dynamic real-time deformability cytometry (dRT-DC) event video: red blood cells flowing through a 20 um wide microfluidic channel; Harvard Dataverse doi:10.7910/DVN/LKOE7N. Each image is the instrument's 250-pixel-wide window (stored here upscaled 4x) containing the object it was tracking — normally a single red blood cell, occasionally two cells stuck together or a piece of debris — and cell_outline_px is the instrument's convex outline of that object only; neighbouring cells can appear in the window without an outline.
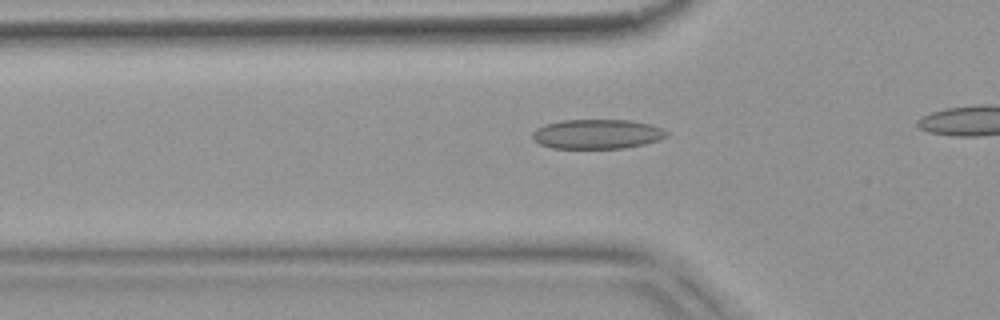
{"species": "common noctule bat (a hibernating species)", "species_latin": "Nyctalus noctula", "temperature_condition": "warm", "stored_images_in_passage": 14, "camera_frame_rate_fps": 3000, "um_per_image_px": 0.085, "animal": {"sex": "female", "body_mass_g": 18.4}, "frame": {"image": 1, "passage_image": 8, "time_ms": 2.333, "image_size_px": [1000, 320], "cell_outline_px": [[668, 136], [644, 144], [624, 148], [552, 148], [540, 144], [532, 136], [532, 132], [536, 128], [544, 124], [560, 120], [628, 120], [648, 124], [660, 128], [668, 132]], "centroid_in_image_um": [50.71, 11.39], "position_along_channel_um": 75.1, "area_um2": 22.95}}